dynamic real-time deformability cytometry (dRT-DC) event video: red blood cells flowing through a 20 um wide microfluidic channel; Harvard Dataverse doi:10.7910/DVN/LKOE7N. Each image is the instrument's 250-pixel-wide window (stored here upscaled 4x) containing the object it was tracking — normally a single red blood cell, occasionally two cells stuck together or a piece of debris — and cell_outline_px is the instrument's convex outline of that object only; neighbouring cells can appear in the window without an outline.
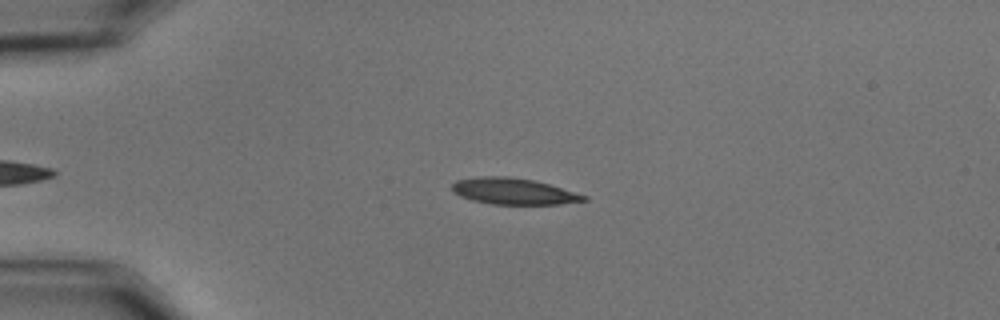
{"species": "common noctule bat (a hibernating species)", "species_latin": "Nyctalus noctula", "temperature_condition": "cold", "stored_images_in_passage": 47, "camera_frame_rate_fps": 3000, "um_per_image_px": 0.085, "animal": {"sex": "male", "body_mass_g": 15.6}, "frame": {"image": 1, "passage_image": 9, "time_ms": 2.667, "image_size_px": [1000, 320], "cell_outline_px": [[588, 200], [560, 204], [492, 204], [472, 200], [460, 196], [452, 192], [452, 184], [456, 180], [480, 176], [508, 176], [532, 180], [548, 184], [588, 196]], "centroid_in_image_um": [43.62, 16.26], "position_along_channel_um": 41.4, "area_um2": 20.11}}
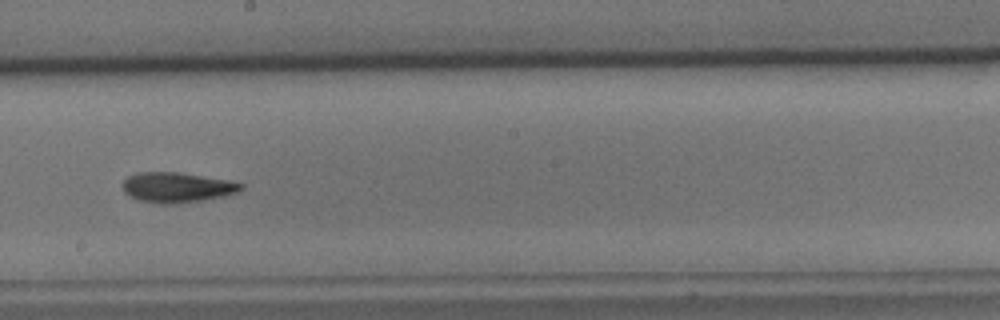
{"frame": {"image": 2, "passage_image": 28, "time_ms": 9.0, "image_size_px": [1000, 320], "cell_outline_px": [[244, 188], [236, 192], [224, 196], [176, 204], [160, 204], [140, 200], [128, 196], [124, 192], [124, 180], [128, 176], [136, 172], [176, 172], [224, 180], [244, 184]], "centroid_in_image_um": [14.99, 15.93], "position_along_channel_um": 233.2, "area_um2": 20.46}}
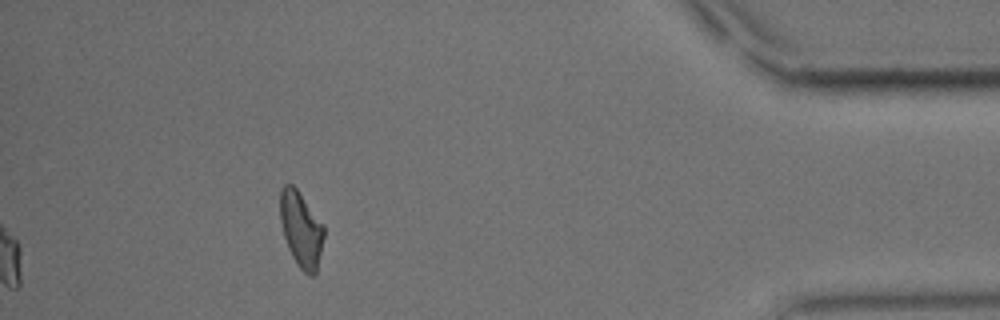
{"frame": {"image": 3, "passage_image": 47, "time_ms": 15.333, "image_size_px": [1000, 320], "cell_outline_px": [[324, 236], [316, 272], [312, 276], [308, 276], [296, 264], [288, 248], [284, 236], [280, 220], [280, 188], [284, 184], [292, 184], [296, 188], [324, 224]], "centroid_in_image_um": [25.59, 19.48], "position_along_channel_um": 409.6, "area_um2": 19.31}, "authors_computed_cell_mechanics": {"area_um2": 19.941, "velocity_mm_per_s": 3.5344, "shape_relaxation_time_tau1_ms": 5.0159, "shape_relaxation_time_tau2_ms": 5.8624, "deformation_change_tau1": 0.1575, "deformation_change_tau2": 0.1475}}